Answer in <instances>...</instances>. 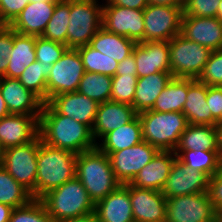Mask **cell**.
I'll use <instances>...</instances> for the list:
<instances>
[{
  "label": "cell",
  "mask_w": 222,
  "mask_h": 222,
  "mask_svg": "<svg viewBox=\"0 0 222 222\" xmlns=\"http://www.w3.org/2000/svg\"><path fill=\"white\" fill-rule=\"evenodd\" d=\"M9 222H55L47 213L40 199H32L27 205L14 208Z\"/></svg>",
  "instance_id": "38"
},
{
  "label": "cell",
  "mask_w": 222,
  "mask_h": 222,
  "mask_svg": "<svg viewBox=\"0 0 222 222\" xmlns=\"http://www.w3.org/2000/svg\"><path fill=\"white\" fill-rule=\"evenodd\" d=\"M197 80L206 86L222 87V48L211 52Z\"/></svg>",
  "instance_id": "41"
},
{
  "label": "cell",
  "mask_w": 222,
  "mask_h": 222,
  "mask_svg": "<svg viewBox=\"0 0 222 222\" xmlns=\"http://www.w3.org/2000/svg\"><path fill=\"white\" fill-rule=\"evenodd\" d=\"M214 214L207 192L166 199V222H207Z\"/></svg>",
  "instance_id": "11"
},
{
  "label": "cell",
  "mask_w": 222,
  "mask_h": 222,
  "mask_svg": "<svg viewBox=\"0 0 222 222\" xmlns=\"http://www.w3.org/2000/svg\"><path fill=\"white\" fill-rule=\"evenodd\" d=\"M143 141L161 151H174L181 134L188 126L183 112H157L152 110L137 114Z\"/></svg>",
  "instance_id": "5"
},
{
  "label": "cell",
  "mask_w": 222,
  "mask_h": 222,
  "mask_svg": "<svg viewBox=\"0 0 222 222\" xmlns=\"http://www.w3.org/2000/svg\"><path fill=\"white\" fill-rule=\"evenodd\" d=\"M187 97V78L173 77L156 98L152 111L182 112Z\"/></svg>",
  "instance_id": "32"
},
{
  "label": "cell",
  "mask_w": 222,
  "mask_h": 222,
  "mask_svg": "<svg viewBox=\"0 0 222 222\" xmlns=\"http://www.w3.org/2000/svg\"><path fill=\"white\" fill-rule=\"evenodd\" d=\"M76 49L80 54L85 71L115 76L119 64L116 60L94 50L89 45Z\"/></svg>",
  "instance_id": "37"
},
{
  "label": "cell",
  "mask_w": 222,
  "mask_h": 222,
  "mask_svg": "<svg viewBox=\"0 0 222 222\" xmlns=\"http://www.w3.org/2000/svg\"><path fill=\"white\" fill-rule=\"evenodd\" d=\"M136 69L137 66L135 63L134 50H133L132 54H130L127 58L119 62L115 76L137 75Z\"/></svg>",
  "instance_id": "47"
},
{
  "label": "cell",
  "mask_w": 222,
  "mask_h": 222,
  "mask_svg": "<svg viewBox=\"0 0 222 222\" xmlns=\"http://www.w3.org/2000/svg\"><path fill=\"white\" fill-rule=\"evenodd\" d=\"M75 171L95 204L121 184L115 177L109 156L97 147L77 154Z\"/></svg>",
  "instance_id": "3"
},
{
  "label": "cell",
  "mask_w": 222,
  "mask_h": 222,
  "mask_svg": "<svg viewBox=\"0 0 222 222\" xmlns=\"http://www.w3.org/2000/svg\"><path fill=\"white\" fill-rule=\"evenodd\" d=\"M142 141L141 123L136 115L129 123L107 133L96 147L109 156L112 152L132 147Z\"/></svg>",
  "instance_id": "27"
},
{
  "label": "cell",
  "mask_w": 222,
  "mask_h": 222,
  "mask_svg": "<svg viewBox=\"0 0 222 222\" xmlns=\"http://www.w3.org/2000/svg\"><path fill=\"white\" fill-rule=\"evenodd\" d=\"M40 200L55 222L95 212L94 201L76 176L45 194Z\"/></svg>",
  "instance_id": "4"
},
{
  "label": "cell",
  "mask_w": 222,
  "mask_h": 222,
  "mask_svg": "<svg viewBox=\"0 0 222 222\" xmlns=\"http://www.w3.org/2000/svg\"><path fill=\"white\" fill-rule=\"evenodd\" d=\"M136 44L127 37L108 32L101 27L90 40L89 46L119 63L133 53Z\"/></svg>",
  "instance_id": "29"
},
{
  "label": "cell",
  "mask_w": 222,
  "mask_h": 222,
  "mask_svg": "<svg viewBox=\"0 0 222 222\" xmlns=\"http://www.w3.org/2000/svg\"><path fill=\"white\" fill-rule=\"evenodd\" d=\"M84 73L78 50L68 48L62 57L52 65L46 82V102L58 94L77 91Z\"/></svg>",
  "instance_id": "9"
},
{
  "label": "cell",
  "mask_w": 222,
  "mask_h": 222,
  "mask_svg": "<svg viewBox=\"0 0 222 222\" xmlns=\"http://www.w3.org/2000/svg\"><path fill=\"white\" fill-rule=\"evenodd\" d=\"M134 222H166V198L162 192L129 184Z\"/></svg>",
  "instance_id": "17"
},
{
  "label": "cell",
  "mask_w": 222,
  "mask_h": 222,
  "mask_svg": "<svg viewBox=\"0 0 222 222\" xmlns=\"http://www.w3.org/2000/svg\"><path fill=\"white\" fill-rule=\"evenodd\" d=\"M211 50L184 37L181 33L169 41L170 71L176 78L197 79Z\"/></svg>",
  "instance_id": "7"
},
{
  "label": "cell",
  "mask_w": 222,
  "mask_h": 222,
  "mask_svg": "<svg viewBox=\"0 0 222 222\" xmlns=\"http://www.w3.org/2000/svg\"><path fill=\"white\" fill-rule=\"evenodd\" d=\"M102 27L108 32L127 37L136 43L143 42L145 31L143 10L103 5Z\"/></svg>",
  "instance_id": "12"
},
{
  "label": "cell",
  "mask_w": 222,
  "mask_h": 222,
  "mask_svg": "<svg viewBox=\"0 0 222 222\" xmlns=\"http://www.w3.org/2000/svg\"><path fill=\"white\" fill-rule=\"evenodd\" d=\"M51 69L52 65H44L42 62L35 61L26 67L18 80L26 89L46 103V82Z\"/></svg>",
  "instance_id": "36"
},
{
  "label": "cell",
  "mask_w": 222,
  "mask_h": 222,
  "mask_svg": "<svg viewBox=\"0 0 222 222\" xmlns=\"http://www.w3.org/2000/svg\"><path fill=\"white\" fill-rule=\"evenodd\" d=\"M39 120L35 116L10 114L0 119L2 150L31 142L39 135Z\"/></svg>",
  "instance_id": "19"
},
{
  "label": "cell",
  "mask_w": 222,
  "mask_h": 222,
  "mask_svg": "<svg viewBox=\"0 0 222 222\" xmlns=\"http://www.w3.org/2000/svg\"><path fill=\"white\" fill-rule=\"evenodd\" d=\"M206 97L207 86L197 79L187 78V97L182 112L188 124L216 126L218 122L212 117Z\"/></svg>",
  "instance_id": "25"
},
{
  "label": "cell",
  "mask_w": 222,
  "mask_h": 222,
  "mask_svg": "<svg viewBox=\"0 0 222 222\" xmlns=\"http://www.w3.org/2000/svg\"><path fill=\"white\" fill-rule=\"evenodd\" d=\"M56 222H98L97 217L94 213L79 217V218H73V219H66L62 221H56Z\"/></svg>",
  "instance_id": "51"
},
{
  "label": "cell",
  "mask_w": 222,
  "mask_h": 222,
  "mask_svg": "<svg viewBox=\"0 0 222 222\" xmlns=\"http://www.w3.org/2000/svg\"><path fill=\"white\" fill-rule=\"evenodd\" d=\"M77 154L40 141L37 153L36 199L73 179Z\"/></svg>",
  "instance_id": "2"
},
{
  "label": "cell",
  "mask_w": 222,
  "mask_h": 222,
  "mask_svg": "<svg viewBox=\"0 0 222 222\" xmlns=\"http://www.w3.org/2000/svg\"><path fill=\"white\" fill-rule=\"evenodd\" d=\"M0 91L9 114L30 115L39 120L44 102L26 89L18 78L1 77Z\"/></svg>",
  "instance_id": "15"
},
{
  "label": "cell",
  "mask_w": 222,
  "mask_h": 222,
  "mask_svg": "<svg viewBox=\"0 0 222 222\" xmlns=\"http://www.w3.org/2000/svg\"><path fill=\"white\" fill-rule=\"evenodd\" d=\"M207 222H216V220H215V218H213V219H211V220H209Z\"/></svg>",
  "instance_id": "58"
},
{
  "label": "cell",
  "mask_w": 222,
  "mask_h": 222,
  "mask_svg": "<svg viewBox=\"0 0 222 222\" xmlns=\"http://www.w3.org/2000/svg\"><path fill=\"white\" fill-rule=\"evenodd\" d=\"M148 4L159 6L184 7L185 0H147Z\"/></svg>",
  "instance_id": "49"
},
{
  "label": "cell",
  "mask_w": 222,
  "mask_h": 222,
  "mask_svg": "<svg viewBox=\"0 0 222 222\" xmlns=\"http://www.w3.org/2000/svg\"><path fill=\"white\" fill-rule=\"evenodd\" d=\"M47 103L58 113L70 117L92 129L98 105L96 101L78 91L58 94Z\"/></svg>",
  "instance_id": "16"
},
{
  "label": "cell",
  "mask_w": 222,
  "mask_h": 222,
  "mask_svg": "<svg viewBox=\"0 0 222 222\" xmlns=\"http://www.w3.org/2000/svg\"><path fill=\"white\" fill-rule=\"evenodd\" d=\"M206 102L212 117L219 123L222 122V87L207 86Z\"/></svg>",
  "instance_id": "46"
},
{
  "label": "cell",
  "mask_w": 222,
  "mask_h": 222,
  "mask_svg": "<svg viewBox=\"0 0 222 222\" xmlns=\"http://www.w3.org/2000/svg\"><path fill=\"white\" fill-rule=\"evenodd\" d=\"M184 7L148 4L144 13V41H170L181 33Z\"/></svg>",
  "instance_id": "10"
},
{
  "label": "cell",
  "mask_w": 222,
  "mask_h": 222,
  "mask_svg": "<svg viewBox=\"0 0 222 222\" xmlns=\"http://www.w3.org/2000/svg\"><path fill=\"white\" fill-rule=\"evenodd\" d=\"M59 0H30V2H58Z\"/></svg>",
  "instance_id": "56"
},
{
  "label": "cell",
  "mask_w": 222,
  "mask_h": 222,
  "mask_svg": "<svg viewBox=\"0 0 222 222\" xmlns=\"http://www.w3.org/2000/svg\"><path fill=\"white\" fill-rule=\"evenodd\" d=\"M70 23V0H59L56 3L43 38L67 46V30Z\"/></svg>",
  "instance_id": "33"
},
{
  "label": "cell",
  "mask_w": 222,
  "mask_h": 222,
  "mask_svg": "<svg viewBox=\"0 0 222 222\" xmlns=\"http://www.w3.org/2000/svg\"><path fill=\"white\" fill-rule=\"evenodd\" d=\"M8 115H10V114L7 109L5 100L3 99L1 91H0V119H2L3 117H6Z\"/></svg>",
  "instance_id": "53"
},
{
  "label": "cell",
  "mask_w": 222,
  "mask_h": 222,
  "mask_svg": "<svg viewBox=\"0 0 222 222\" xmlns=\"http://www.w3.org/2000/svg\"><path fill=\"white\" fill-rule=\"evenodd\" d=\"M13 47V29L8 25H0V78L6 74L7 58Z\"/></svg>",
  "instance_id": "43"
},
{
  "label": "cell",
  "mask_w": 222,
  "mask_h": 222,
  "mask_svg": "<svg viewBox=\"0 0 222 222\" xmlns=\"http://www.w3.org/2000/svg\"><path fill=\"white\" fill-rule=\"evenodd\" d=\"M216 17L222 22V0L220 1V5L218 7V13Z\"/></svg>",
  "instance_id": "55"
},
{
  "label": "cell",
  "mask_w": 222,
  "mask_h": 222,
  "mask_svg": "<svg viewBox=\"0 0 222 222\" xmlns=\"http://www.w3.org/2000/svg\"><path fill=\"white\" fill-rule=\"evenodd\" d=\"M159 150L146 141L109 155L112 170L121 184L130 183Z\"/></svg>",
  "instance_id": "13"
},
{
  "label": "cell",
  "mask_w": 222,
  "mask_h": 222,
  "mask_svg": "<svg viewBox=\"0 0 222 222\" xmlns=\"http://www.w3.org/2000/svg\"><path fill=\"white\" fill-rule=\"evenodd\" d=\"M137 81V75L112 76L111 101L132 105Z\"/></svg>",
  "instance_id": "39"
},
{
  "label": "cell",
  "mask_w": 222,
  "mask_h": 222,
  "mask_svg": "<svg viewBox=\"0 0 222 222\" xmlns=\"http://www.w3.org/2000/svg\"><path fill=\"white\" fill-rule=\"evenodd\" d=\"M173 78L172 73L158 72L152 75L138 78L133 108L135 112L151 110L156 98Z\"/></svg>",
  "instance_id": "26"
},
{
  "label": "cell",
  "mask_w": 222,
  "mask_h": 222,
  "mask_svg": "<svg viewBox=\"0 0 222 222\" xmlns=\"http://www.w3.org/2000/svg\"><path fill=\"white\" fill-rule=\"evenodd\" d=\"M181 34L211 51L222 48V22L217 17H182Z\"/></svg>",
  "instance_id": "20"
},
{
  "label": "cell",
  "mask_w": 222,
  "mask_h": 222,
  "mask_svg": "<svg viewBox=\"0 0 222 222\" xmlns=\"http://www.w3.org/2000/svg\"><path fill=\"white\" fill-rule=\"evenodd\" d=\"M214 218L216 222H222V209L215 211Z\"/></svg>",
  "instance_id": "54"
},
{
  "label": "cell",
  "mask_w": 222,
  "mask_h": 222,
  "mask_svg": "<svg viewBox=\"0 0 222 222\" xmlns=\"http://www.w3.org/2000/svg\"><path fill=\"white\" fill-rule=\"evenodd\" d=\"M137 77L158 72L171 73L169 61V41H149L137 43L134 47Z\"/></svg>",
  "instance_id": "18"
},
{
  "label": "cell",
  "mask_w": 222,
  "mask_h": 222,
  "mask_svg": "<svg viewBox=\"0 0 222 222\" xmlns=\"http://www.w3.org/2000/svg\"><path fill=\"white\" fill-rule=\"evenodd\" d=\"M40 141L38 135L29 143L3 150L1 163L4 169L31 193L33 199H36L37 153Z\"/></svg>",
  "instance_id": "8"
},
{
  "label": "cell",
  "mask_w": 222,
  "mask_h": 222,
  "mask_svg": "<svg viewBox=\"0 0 222 222\" xmlns=\"http://www.w3.org/2000/svg\"><path fill=\"white\" fill-rule=\"evenodd\" d=\"M98 222H134L129 183L120 184L104 199L95 204Z\"/></svg>",
  "instance_id": "22"
},
{
  "label": "cell",
  "mask_w": 222,
  "mask_h": 222,
  "mask_svg": "<svg viewBox=\"0 0 222 222\" xmlns=\"http://www.w3.org/2000/svg\"><path fill=\"white\" fill-rule=\"evenodd\" d=\"M136 115L133 106L127 103L106 101L99 104L91 129L96 144L107 133L129 123Z\"/></svg>",
  "instance_id": "21"
},
{
  "label": "cell",
  "mask_w": 222,
  "mask_h": 222,
  "mask_svg": "<svg viewBox=\"0 0 222 222\" xmlns=\"http://www.w3.org/2000/svg\"><path fill=\"white\" fill-rule=\"evenodd\" d=\"M30 0H0V25H10Z\"/></svg>",
  "instance_id": "44"
},
{
  "label": "cell",
  "mask_w": 222,
  "mask_h": 222,
  "mask_svg": "<svg viewBox=\"0 0 222 222\" xmlns=\"http://www.w3.org/2000/svg\"><path fill=\"white\" fill-rule=\"evenodd\" d=\"M98 0H70V23L67 30V47L89 45L102 27L103 4Z\"/></svg>",
  "instance_id": "6"
},
{
  "label": "cell",
  "mask_w": 222,
  "mask_h": 222,
  "mask_svg": "<svg viewBox=\"0 0 222 222\" xmlns=\"http://www.w3.org/2000/svg\"><path fill=\"white\" fill-rule=\"evenodd\" d=\"M221 0H185L183 17H216Z\"/></svg>",
  "instance_id": "42"
},
{
  "label": "cell",
  "mask_w": 222,
  "mask_h": 222,
  "mask_svg": "<svg viewBox=\"0 0 222 222\" xmlns=\"http://www.w3.org/2000/svg\"><path fill=\"white\" fill-rule=\"evenodd\" d=\"M175 150L219 151L216 126L188 124Z\"/></svg>",
  "instance_id": "30"
},
{
  "label": "cell",
  "mask_w": 222,
  "mask_h": 222,
  "mask_svg": "<svg viewBox=\"0 0 222 222\" xmlns=\"http://www.w3.org/2000/svg\"><path fill=\"white\" fill-rule=\"evenodd\" d=\"M217 138H218V149L220 157L222 158V122L216 124Z\"/></svg>",
  "instance_id": "52"
},
{
  "label": "cell",
  "mask_w": 222,
  "mask_h": 222,
  "mask_svg": "<svg viewBox=\"0 0 222 222\" xmlns=\"http://www.w3.org/2000/svg\"><path fill=\"white\" fill-rule=\"evenodd\" d=\"M177 159L174 151L159 150L152 160L136 174L130 185L138 188L162 191L173 162Z\"/></svg>",
  "instance_id": "23"
},
{
  "label": "cell",
  "mask_w": 222,
  "mask_h": 222,
  "mask_svg": "<svg viewBox=\"0 0 222 222\" xmlns=\"http://www.w3.org/2000/svg\"><path fill=\"white\" fill-rule=\"evenodd\" d=\"M112 76L85 71L78 92L101 104L111 101Z\"/></svg>",
  "instance_id": "35"
},
{
  "label": "cell",
  "mask_w": 222,
  "mask_h": 222,
  "mask_svg": "<svg viewBox=\"0 0 222 222\" xmlns=\"http://www.w3.org/2000/svg\"><path fill=\"white\" fill-rule=\"evenodd\" d=\"M207 194L215 211L222 209V167L218 173L209 177Z\"/></svg>",
  "instance_id": "45"
},
{
  "label": "cell",
  "mask_w": 222,
  "mask_h": 222,
  "mask_svg": "<svg viewBox=\"0 0 222 222\" xmlns=\"http://www.w3.org/2000/svg\"><path fill=\"white\" fill-rule=\"evenodd\" d=\"M36 37L16 33L13 30V47L7 58L8 67L4 77L19 78L26 67L36 61Z\"/></svg>",
  "instance_id": "28"
},
{
  "label": "cell",
  "mask_w": 222,
  "mask_h": 222,
  "mask_svg": "<svg viewBox=\"0 0 222 222\" xmlns=\"http://www.w3.org/2000/svg\"><path fill=\"white\" fill-rule=\"evenodd\" d=\"M67 49L68 47L61 43L47 40L42 36L36 37V61L42 62L44 65H53L56 63Z\"/></svg>",
  "instance_id": "40"
},
{
  "label": "cell",
  "mask_w": 222,
  "mask_h": 222,
  "mask_svg": "<svg viewBox=\"0 0 222 222\" xmlns=\"http://www.w3.org/2000/svg\"><path fill=\"white\" fill-rule=\"evenodd\" d=\"M13 208L0 203V222H9Z\"/></svg>",
  "instance_id": "50"
},
{
  "label": "cell",
  "mask_w": 222,
  "mask_h": 222,
  "mask_svg": "<svg viewBox=\"0 0 222 222\" xmlns=\"http://www.w3.org/2000/svg\"><path fill=\"white\" fill-rule=\"evenodd\" d=\"M2 155H3V150H2V148L0 147V165H1V163H2Z\"/></svg>",
  "instance_id": "57"
},
{
  "label": "cell",
  "mask_w": 222,
  "mask_h": 222,
  "mask_svg": "<svg viewBox=\"0 0 222 222\" xmlns=\"http://www.w3.org/2000/svg\"><path fill=\"white\" fill-rule=\"evenodd\" d=\"M32 199L31 193L0 165V203L14 209L27 205Z\"/></svg>",
  "instance_id": "34"
},
{
  "label": "cell",
  "mask_w": 222,
  "mask_h": 222,
  "mask_svg": "<svg viewBox=\"0 0 222 222\" xmlns=\"http://www.w3.org/2000/svg\"><path fill=\"white\" fill-rule=\"evenodd\" d=\"M57 2H29L9 25L16 33L40 37L52 17Z\"/></svg>",
  "instance_id": "24"
},
{
  "label": "cell",
  "mask_w": 222,
  "mask_h": 222,
  "mask_svg": "<svg viewBox=\"0 0 222 222\" xmlns=\"http://www.w3.org/2000/svg\"><path fill=\"white\" fill-rule=\"evenodd\" d=\"M174 153L186 167L205 173L209 177L218 173L222 167L219 151L174 150Z\"/></svg>",
  "instance_id": "31"
},
{
  "label": "cell",
  "mask_w": 222,
  "mask_h": 222,
  "mask_svg": "<svg viewBox=\"0 0 222 222\" xmlns=\"http://www.w3.org/2000/svg\"><path fill=\"white\" fill-rule=\"evenodd\" d=\"M103 5H116L130 9L144 10L148 6L147 0H103Z\"/></svg>",
  "instance_id": "48"
},
{
  "label": "cell",
  "mask_w": 222,
  "mask_h": 222,
  "mask_svg": "<svg viewBox=\"0 0 222 222\" xmlns=\"http://www.w3.org/2000/svg\"><path fill=\"white\" fill-rule=\"evenodd\" d=\"M209 176L200 171L186 167L176 159L162 189L165 198L207 192Z\"/></svg>",
  "instance_id": "14"
},
{
  "label": "cell",
  "mask_w": 222,
  "mask_h": 222,
  "mask_svg": "<svg viewBox=\"0 0 222 222\" xmlns=\"http://www.w3.org/2000/svg\"><path fill=\"white\" fill-rule=\"evenodd\" d=\"M39 136L46 145L80 154L96 148L91 129L58 114L47 102L39 116Z\"/></svg>",
  "instance_id": "1"
}]
</instances>
